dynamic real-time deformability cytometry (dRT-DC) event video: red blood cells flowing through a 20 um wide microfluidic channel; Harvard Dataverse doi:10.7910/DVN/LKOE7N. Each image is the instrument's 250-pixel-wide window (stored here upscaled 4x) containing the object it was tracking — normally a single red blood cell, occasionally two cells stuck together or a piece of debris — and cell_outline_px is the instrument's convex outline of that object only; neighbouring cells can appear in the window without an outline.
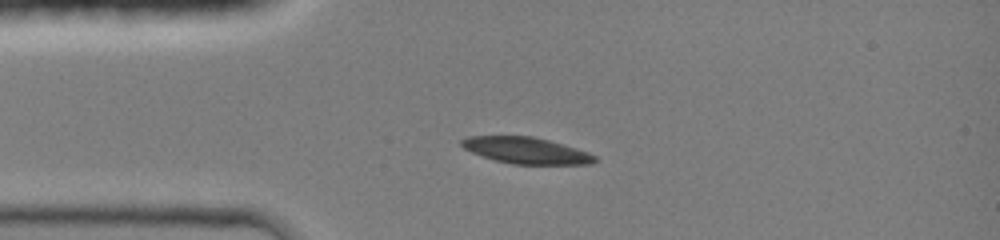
{"species": "common noctule bat (a hibernating species)", "species_latin": "Nyctalus noctula", "temperature_condition": "room temperature", "stored_images_in_passage": 46, "camera_frame_rate_fps": 3000, "um_per_image_px": 0.085, "animal": {"sex": "female", "body_mass_g": 19.0, "forearm_length_mm": 51.5}, "frame": {"image": 1, "passage_image": 1, "time_ms": 0.0, "image_size_px": [1000, 240], "cell_outline_px": [[600, 160], [592, 164], [512, 164], [496, 160], [472, 152], [464, 148], [460, 144], [460, 140], [468, 136], [532, 136], [548, 140], [576, 148], [588, 152], [596, 156]], "centroid_in_image_um": [44.75, 12.79], "position_along_channel_um": 40.2, "area_um2": 20.4}}
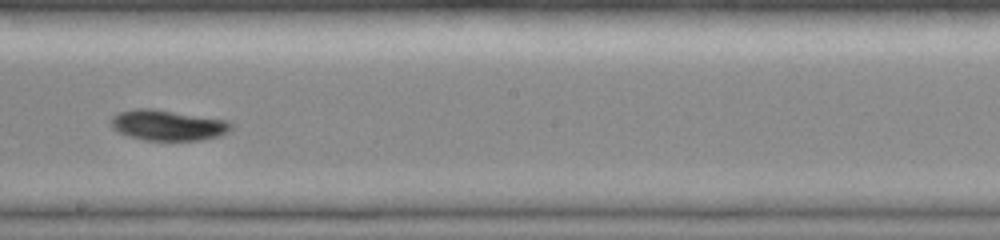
{"frame": {"image": 2, "passage_image": 17, "time_ms": 5.0, "image_size_px": [1000, 240], "cell_outline_px": [[232, 128], [228, 132], [220, 136], [200, 140], [144, 140], [128, 136], [112, 128], [112, 116], [116, 112], [136, 108], [152, 108], [228, 120], [232, 124]], "centroid_in_image_um": [14.27, 10.63], "position_along_channel_um": 233.9, "area_um2": 21.5}}
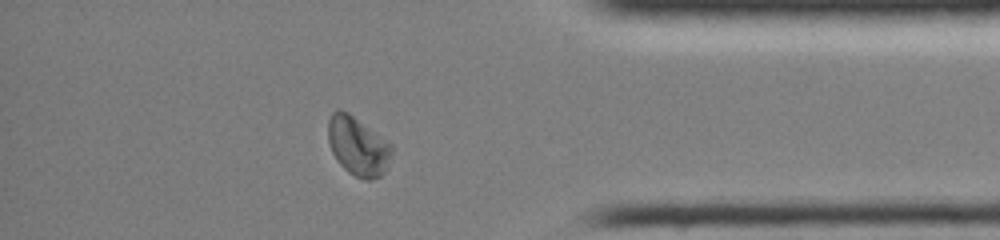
{"frame": {"image": 3, "passage_image": 37, "time_ms": 9.333, "image_size_px": [1000, 240], "cell_outline_px": [[392, 152], [384, 172], [380, 176], [372, 180], [364, 180], [348, 172], [336, 160], [332, 152], [328, 140], [328, 120], [332, 112], [336, 108], [340, 108], [348, 112], [392, 144]], "centroid_in_image_um": [30.39, 12.41], "position_along_channel_um": 404.8, "area_um2": 21.85}, "authors_computed_cell_mechanics": {"area_um2": 21.3282, "velocity_mm_per_s": 4.2206, "shape_relaxation_time_tau1_ms": 2.899, "shape_relaxation_time_tau2_ms": null, "deformation_change_tau1": 0.0999, "deformation_change_tau2": null}}